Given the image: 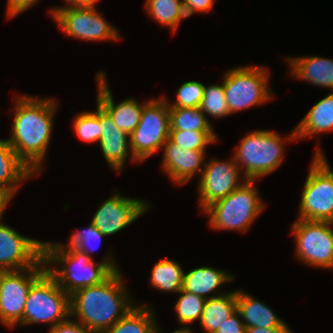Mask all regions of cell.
<instances>
[{"mask_svg": "<svg viewBox=\"0 0 333 333\" xmlns=\"http://www.w3.org/2000/svg\"><path fill=\"white\" fill-rule=\"evenodd\" d=\"M14 106V120L9 145L18 157L36 175L43 170L50 143L53 117L57 111V102L53 98H40L18 95Z\"/></svg>", "mask_w": 333, "mask_h": 333, "instance_id": "1", "label": "cell"}, {"mask_svg": "<svg viewBox=\"0 0 333 333\" xmlns=\"http://www.w3.org/2000/svg\"><path fill=\"white\" fill-rule=\"evenodd\" d=\"M123 279L118 270L101 284L75 291L70 295L71 317L94 331H105L113 326L136 306L130 300L132 297Z\"/></svg>", "mask_w": 333, "mask_h": 333, "instance_id": "2", "label": "cell"}, {"mask_svg": "<svg viewBox=\"0 0 333 333\" xmlns=\"http://www.w3.org/2000/svg\"><path fill=\"white\" fill-rule=\"evenodd\" d=\"M108 253L97 264L94 258L69 245L44 241V261L47 271L56 279L59 286L71 295L75 291L101 284L114 271H118L113 256ZM62 265L59 269L52 264ZM51 266H49V265Z\"/></svg>", "mask_w": 333, "mask_h": 333, "instance_id": "3", "label": "cell"}, {"mask_svg": "<svg viewBox=\"0 0 333 333\" xmlns=\"http://www.w3.org/2000/svg\"><path fill=\"white\" fill-rule=\"evenodd\" d=\"M295 140V129L286 137L274 131L256 129L244 135L233 157L243 177L257 181L279 168L284 161L285 143Z\"/></svg>", "mask_w": 333, "mask_h": 333, "instance_id": "4", "label": "cell"}, {"mask_svg": "<svg viewBox=\"0 0 333 333\" xmlns=\"http://www.w3.org/2000/svg\"><path fill=\"white\" fill-rule=\"evenodd\" d=\"M255 180L245 181L225 198L208 207L203 213L208 215L209 226L213 230L246 232L265 205L260 198Z\"/></svg>", "mask_w": 333, "mask_h": 333, "instance_id": "5", "label": "cell"}, {"mask_svg": "<svg viewBox=\"0 0 333 333\" xmlns=\"http://www.w3.org/2000/svg\"><path fill=\"white\" fill-rule=\"evenodd\" d=\"M71 318L70 295L46 270L31 286L18 325L49 323L53 326Z\"/></svg>", "mask_w": 333, "mask_h": 333, "instance_id": "6", "label": "cell"}, {"mask_svg": "<svg viewBox=\"0 0 333 333\" xmlns=\"http://www.w3.org/2000/svg\"><path fill=\"white\" fill-rule=\"evenodd\" d=\"M315 150L301 194L297 218L333 222V171L321 148Z\"/></svg>", "mask_w": 333, "mask_h": 333, "instance_id": "7", "label": "cell"}, {"mask_svg": "<svg viewBox=\"0 0 333 333\" xmlns=\"http://www.w3.org/2000/svg\"><path fill=\"white\" fill-rule=\"evenodd\" d=\"M269 70L264 66H239L228 70L223 81L226 103L230 114L272 100Z\"/></svg>", "mask_w": 333, "mask_h": 333, "instance_id": "8", "label": "cell"}, {"mask_svg": "<svg viewBox=\"0 0 333 333\" xmlns=\"http://www.w3.org/2000/svg\"><path fill=\"white\" fill-rule=\"evenodd\" d=\"M170 134L169 105L165 96L149 99L143 106L141 119L131 133L133 157L140 163L158 152Z\"/></svg>", "mask_w": 333, "mask_h": 333, "instance_id": "9", "label": "cell"}, {"mask_svg": "<svg viewBox=\"0 0 333 333\" xmlns=\"http://www.w3.org/2000/svg\"><path fill=\"white\" fill-rule=\"evenodd\" d=\"M333 222L296 219L291 226L298 259L308 266L333 269ZM332 227V228H331Z\"/></svg>", "mask_w": 333, "mask_h": 333, "instance_id": "10", "label": "cell"}, {"mask_svg": "<svg viewBox=\"0 0 333 333\" xmlns=\"http://www.w3.org/2000/svg\"><path fill=\"white\" fill-rule=\"evenodd\" d=\"M49 12L58 27L72 38L92 42L121 39L118 29L96 7H53Z\"/></svg>", "mask_w": 333, "mask_h": 333, "instance_id": "11", "label": "cell"}, {"mask_svg": "<svg viewBox=\"0 0 333 333\" xmlns=\"http://www.w3.org/2000/svg\"><path fill=\"white\" fill-rule=\"evenodd\" d=\"M47 270L33 266L21 270L0 271V322L13 328L23 319L24 307L32 284Z\"/></svg>", "mask_w": 333, "mask_h": 333, "instance_id": "12", "label": "cell"}, {"mask_svg": "<svg viewBox=\"0 0 333 333\" xmlns=\"http://www.w3.org/2000/svg\"><path fill=\"white\" fill-rule=\"evenodd\" d=\"M241 174L242 172L234 157L228 161L217 158L209 160L208 163L205 161L197 186L200 208L204 210L212 203L225 198L239 188L247 181Z\"/></svg>", "mask_w": 333, "mask_h": 333, "instance_id": "13", "label": "cell"}, {"mask_svg": "<svg viewBox=\"0 0 333 333\" xmlns=\"http://www.w3.org/2000/svg\"><path fill=\"white\" fill-rule=\"evenodd\" d=\"M0 218V271L46 266L44 241L21 235Z\"/></svg>", "mask_w": 333, "mask_h": 333, "instance_id": "14", "label": "cell"}, {"mask_svg": "<svg viewBox=\"0 0 333 333\" xmlns=\"http://www.w3.org/2000/svg\"><path fill=\"white\" fill-rule=\"evenodd\" d=\"M110 197V198H109ZM102 202L91 223L104 235L110 236L131 225L150 210L148 202L113 192Z\"/></svg>", "mask_w": 333, "mask_h": 333, "instance_id": "15", "label": "cell"}, {"mask_svg": "<svg viewBox=\"0 0 333 333\" xmlns=\"http://www.w3.org/2000/svg\"><path fill=\"white\" fill-rule=\"evenodd\" d=\"M95 79L98 84L96 103H98L109 114L115 122V125L121 131H124L130 136L138 126L143 106L148 102V100L140 103L131 97L115 104L105 73L100 70L95 75Z\"/></svg>", "mask_w": 333, "mask_h": 333, "instance_id": "16", "label": "cell"}, {"mask_svg": "<svg viewBox=\"0 0 333 333\" xmlns=\"http://www.w3.org/2000/svg\"><path fill=\"white\" fill-rule=\"evenodd\" d=\"M162 149V169L174 184L184 185L195 177V174L201 175L206 150H185L169 138Z\"/></svg>", "mask_w": 333, "mask_h": 333, "instance_id": "17", "label": "cell"}, {"mask_svg": "<svg viewBox=\"0 0 333 333\" xmlns=\"http://www.w3.org/2000/svg\"><path fill=\"white\" fill-rule=\"evenodd\" d=\"M100 124L102 135L99 145L109 167L115 172L121 171L129 156L133 162H138L133 157L129 135L115 125L113 119L101 106Z\"/></svg>", "mask_w": 333, "mask_h": 333, "instance_id": "18", "label": "cell"}, {"mask_svg": "<svg viewBox=\"0 0 333 333\" xmlns=\"http://www.w3.org/2000/svg\"><path fill=\"white\" fill-rule=\"evenodd\" d=\"M34 175L18 157L7 139H0V192L11 201L21 183Z\"/></svg>", "mask_w": 333, "mask_h": 333, "instance_id": "19", "label": "cell"}, {"mask_svg": "<svg viewBox=\"0 0 333 333\" xmlns=\"http://www.w3.org/2000/svg\"><path fill=\"white\" fill-rule=\"evenodd\" d=\"M290 76L333 90V59L320 56L288 57Z\"/></svg>", "mask_w": 333, "mask_h": 333, "instance_id": "20", "label": "cell"}, {"mask_svg": "<svg viewBox=\"0 0 333 333\" xmlns=\"http://www.w3.org/2000/svg\"><path fill=\"white\" fill-rule=\"evenodd\" d=\"M234 278V275L224 270L210 266H200L187 273L184 271L182 289L208 299L226 293V291L222 292L220 287L226 282L233 281ZM212 292L214 294L210 295Z\"/></svg>", "mask_w": 333, "mask_h": 333, "instance_id": "21", "label": "cell"}, {"mask_svg": "<svg viewBox=\"0 0 333 333\" xmlns=\"http://www.w3.org/2000/svg\"><path fill=\"white\" fill-rule=\"evenodd\" d=\"M237 311L246 328L260 327H288L275 312L265 303L249 295L245 291L237 289Z\"/></svg>", "mask_w": 333, "mask_h": 333, "instance_id": "22", "label": "cell"}, {"mask_svg": "<svg viewBox=\"0 0 333 333\" xmlns=\"http://www.w3.org/2000/svg\"><path fill=\"white\" fill-rule=\"evenodd\" d=\"M297 139L333 131V92L319 100L295 126Z\"/></svg>", "mask_w": 333, "mask_h": 333, "instance_id": "23", "label": "cell"}, {"mask_svg": "<svg viewBox=\"0 0 333 333\" xmlns=\"http://www.w3.org/2000/svg\"><path fill=\"white\" fill-rule=\"evenodd\" d=\"M237 311V290L206 299L200 318L205 333H215Z\"/></svg>", "mask_w": 333, "mask_h": 333, "instance_id": "24", "label": "cell"}, {"mask_svg": "<svg viewBox=\"0 0 333 333\" xmlns=\"http://www.w3.org/2000/svg\"><path fill=\"white\" fill-rule=\"evenodd\" d=\"M152 309V310H151ZM153 307L148 304L136 305L113 326L106 329V333H154L157 321Z\"/></svg>", "mask_w": 333, "mask_h": 333, "instance_id": "25", "label": "cell"}, {"mask_svg": "<svg viewBox=\"0 0 333 333\" xmlns=\"http://www.w3.org/2000/svg\"><path fill=\"white\" fill-rule=\"evenodd\" d=\"M184 270L173 259L159 260L153 267L150 276V285L156 290L178 293L183 286Z\"/></svg>", "mask_w": 333, "mask_h": 333, "instance_id": "26", "label": "cell"}, {"mask_svg": "<svg viewBox=\"0 0 333 333\" xmlns=\"http://www.w3.org/2000/svg\"><path fill=\"white\" fill-rule=\"evenodd\" d=\"M144 7L151 18L174 33L181 21L188 18L182 0H146Z\"/></svg>", "mask_w": 333, "mask_h": 333, "instance_id": "27", "label": "cell"}, {"mask_svg": "<svg viewBox=\"0 0 333 333\" xmlns=\"http://www.w3.org/2000/svg\"><path fill=\"white\" fill-rule=\"evenodd\" d=\"M170 130L214 131L211 122L200 109L169 108Z\"/></svg>", "mask_w": 333, "mask_h": 333, "instance_id": "28", "label": "cell"}, {"mask_svg": "<svg viewBox=\"0 0 333 333\" xmlns=\"http://www.w3.org/2000/svg\"><path fill=\"white\" fill-rule=\"evenodd\" d=\"M178 294L180 296L173 307L177 321L182 327L190 328L189 324L197 320L200 322L206 299L183 289Z\"/></svg>", "mask_w": 333, "mask_h": 333, "instance_id": "29", "label": "cell"}, {"mask_svg": "<svg viewBox=\"0 0 333 333\" xmlns=\"http://www.w3.org/2000/svg\"><path fill=\"white\" fill-rule=\"evenodd\" d=\"M95 112H82L73 120V130L82 141L93 143L99 142L102 135L100 124V105L96 104Z\"/></svg>", "mask_w": 333, "mask_h": 333, "instance_id": "30", "label": "cell"}, {"mask_svg": "<svg viewBox=\"0 0 333 333\" xmlns=\"http://www.w3.org/2000/svg\"><path fill=\"white\" fill-rule=\"evenodd\" d=\"M169 139L185 150H206L218 142L215 131L170 130Z\"/></svg>", "mask_w": 333, "mask_h": 333, "instance_id": "31", "label": "cell"}, {"mask_svg": "<svg viewBox=\"0 0 333 333\" xmlns=\"http://www.w3.org/2000/svg\"><path fill=\"white\" fill-rule=\"evenodd\" d=\"M200 109L205 115L208 114L214 118H224L230 115L226 103L223 81L221 85L211 84L205 86Z\"/></svg>", "mask_w": 333, "mask_h": 333, "instance_id": "32", "label": "cell"}, {"mask_svg": "<svg viewBox=\"0 0 333 333\" xmlns=\"http://www.w3.org/2000/svg\"><path fill=\"white\" fill-rule=\"evenodd\" d=\"M205 85L198 81H186L178 88L176 101L169 102V108H196L200 107Z\"/></svg>", "mask_w": 333, "mask_h": 333, "instance_id": "33", "label": "cell"}, {"mask_svg": "<svg viewBox=\"0 0 333 333\" xmlns=\"http://www.w3.org/2000/svg\"><path fill=\"white\" fill-rule=\"evenodd\" d=\"M103 237L105 236L90 222L86 229L75 231L70 236L68 244L62 245L77 248L92 259V253L99 247Z\"/></svg>", "mask_w": 333, "mask_h": 333, "instance_id": "34", "label": "cell"}, {"mask_svg": "<svg viewBox=\"0 0 333 333\" xmlns=\"http://www.w3.org/2000/svg\"><path fill=\"white\" fill-rule=\"evenodd\" d=\"M70 319L49 328L48 333H91V329Z\"/></svg>", "mask_w": 333, "mask_h": 333, "instance_id": "35", "label": "cell"}, {"mask_svg": "<svg viewBox=\"0 0 333 333\" xmlns=\"http://www.w3.org/2000/svg\"><path fill=\"white\" fill-rule=\"evenodd\" d=\"M215 333H246V326L236 311L229 317Z\"/></svg>", "mask_w": 333, "mask_h": 333, "instance_id": "36", "label": "cell"}, {"mask_svg": "<svg viewBox=\"0 0 333 333\" xmlns=\"http://www.w3.org/2000/svg\"><path fill=\"white\" fill-rule=\"evenodd\" d=\"M184 9L186 12L187 17L194 15L195 12L197 13H205L209 12L215 0H182Z\"/></svg>", "mask_w": 333, "mask_h": 333, "instance_id": "37", "label": "cell"}, {"mask_svg": "<svg viewBox=\"0 0 333 333\" xmlns=\"http://www.w3.org/2000/svg\"><path fill=\"white\" fill-rule=\"evenodd\" d=\"M39 0H7L6 18L18 16L20 13L27 11Z\"/></svg>", "mask_w": 333, "mask_h": 333, "instance_id": "38", "label": "cell"}, {"mask_svg": "<svg viewBox=\"0 0 333 333\" xmlns=\"http://www.w3.org/2000/svg\"><path fill=\"white\" fill-rule=\"evenodd\" d=\"M246 333H293V332L289 327H272V328L249 327L246 328Z\"/></svg>", "mask_w": 333, "mask_h": 333, "instance_id": "39", "label": "cell"}, {"mask_svg": "<svg viewBox=\"0 0 333 333\" xmlns=\"http://www.w3.org/2000/svg\"><path fill=\"white\" fill-rule=\"evenodd\" d=\"M100 0H65L67 6L55 8H70V7H95Z\"/></svg>", "mask_w": 333, "mask_h": 333, "instance_id": "40", "label": "cell"}, {"mask_svg": "<svg viewBox=\"0 0 333 333\" xmlns=\"http://www.w3.org/2000/svg\"><path fill=\"white\" fill-rule=\"evenodd\" d=\"M10 200L0 192V218H2V215L4 214V211L6 210V207L9 205Z\"/></svg>", "mask_w": 333, "mask_h": 333, "instance_id": "41", "label": "cell"}, {"mask_svg": "<svg viewBox=\"0 0 333 333\" xmlns=\"http://www.w3.org/2000/svg\"><path fill=\"white\" fill-rule=\"evenodd\" d=\"M193 330L191 328H184V327H181V328H177L175 329L173 332L171 333H192ZM154 333H162V331L160 332V328L158 327V324L156 326V329H155V332Z\"/></svg>", "mask_w": 333, "mask_h": 333, "instance_id": "42", "label": "cell"}, {"mask_svg": "<svg viewBox=\"0 0 333 333\" xmlns=\"http://www.w3.org/2000/svg\"><path fill=\"white\" fill-rule=\"evenodd\" d=\"M91 333H106L105 331H94V330H91Z\"/></svg>", "mask_w": 333, "mask_h": 333, "instance_id": "43", "label": "cell"}]
</instances>
